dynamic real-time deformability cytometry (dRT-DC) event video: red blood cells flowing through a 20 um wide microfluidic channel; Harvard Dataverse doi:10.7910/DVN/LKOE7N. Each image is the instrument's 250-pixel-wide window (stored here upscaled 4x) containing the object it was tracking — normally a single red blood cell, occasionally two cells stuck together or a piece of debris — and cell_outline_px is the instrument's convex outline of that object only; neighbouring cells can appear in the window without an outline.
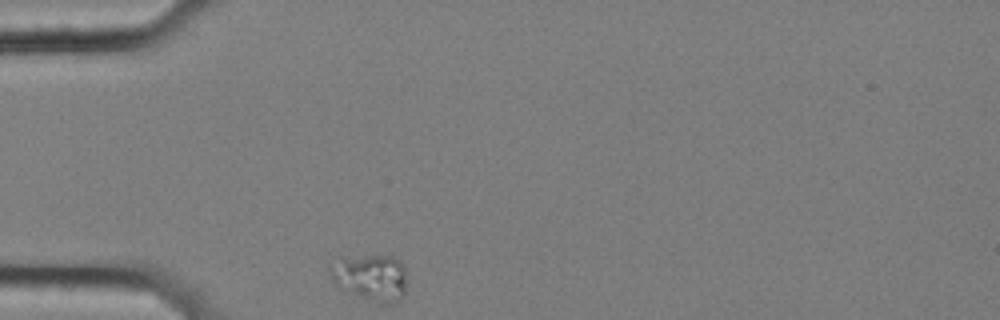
{"species": "common noctule bat (a hibernating species)", "species_latin": "Nyctalus noctula", "temperature_condition": "cold", "stored_images_in_passage": 36, "camera_frame_rate_fps": 3000, "um_per_image_px": 0.085, "animal": {"sex": "female", "body_mass_g": 25.1}, "frame": {"image": 1, "passage_image": 1, "time_ms": 0.0, "image_size_px": [1000, 320], "cell_outline_px": [[404, 296], [400, 300], [392, 304], [388, 304], [372, 300], [336, 284], [328, 268], [328, 264], [340, 256], [392, 256], [400, 260], [404, 264]], "centroid_in_image_um": [31.5, 23.52], "position_along_channel_um": 53.5, "area_um2": 20.46}}
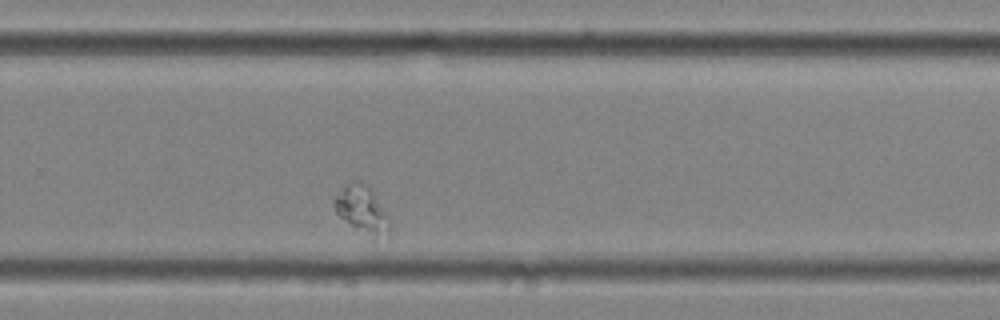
{"frame": {"image": 2, "passage_image": 26, "time_ms": 8.333, "image_size_px": [1000, 320], "cell_outline_px": [[388, 236], [352, 224], [340, 216], [336, 212], [332, 204], [332, 200], [344, 184], [352, 180], [360, 180], [372, 188], [388, 216]], "centroid_in_image_um": [30.7, 17.6], "position_along_channel_um": 299.1, "area_um2": 14.22}}
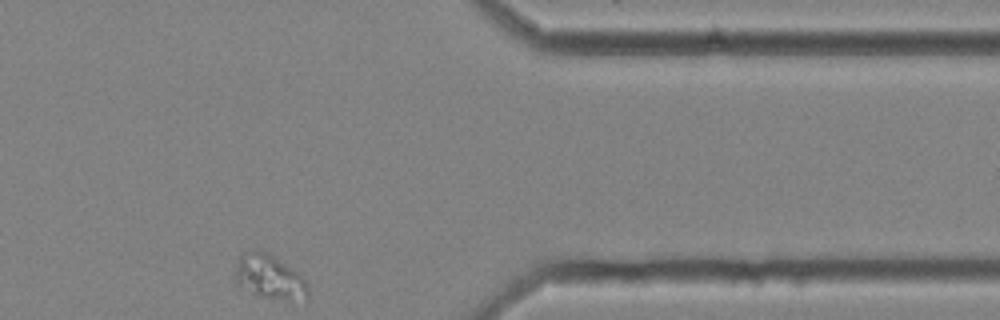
{"frame": {"image": 3, "passage_image": 36, "time_ms": 11.667, "image_size_px": [1000, 320], "cell_outline_px": [[308, 300], [284, 300], [264, 296], [252, 292], [236, 284], [232, 276], [236, 264], [240, 256], [244, 252], [260, 248], [268, 252], [300, 272], [308, 284]], "centroid_in_image_um": [22.91, 23.51], "position_along_channel_um": 388.5, "area_um2": 19.31}}